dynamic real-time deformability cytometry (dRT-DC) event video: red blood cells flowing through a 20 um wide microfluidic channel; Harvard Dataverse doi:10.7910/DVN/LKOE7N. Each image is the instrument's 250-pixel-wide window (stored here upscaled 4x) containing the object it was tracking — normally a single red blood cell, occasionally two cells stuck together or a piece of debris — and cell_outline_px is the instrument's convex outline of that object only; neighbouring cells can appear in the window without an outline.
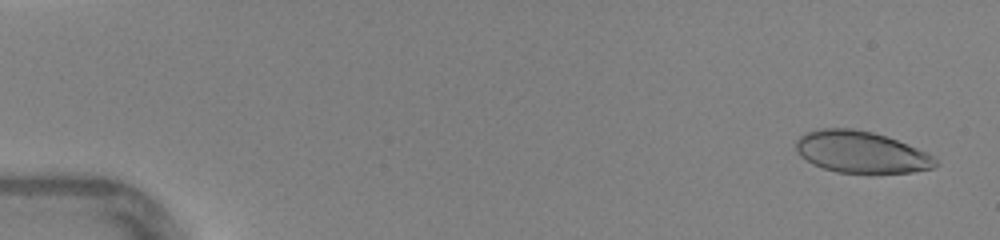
{"species": "human", "species_latin": "Homo sapiens", "temperature_condition": "warm", "stored_images_in_passage": 46, "camera_frame_rate_fps": 3000, "um_per_image_px": 0.085, "donor": {"sex": "female"}, "frame": {"image": 1, "passage_image": 2, "time_ms": 0.333, "image_size_px": [1000, 240], "cell_outline_px": [[940, 164], [932, 168], [912, 172], [836, 172], [812, 164], [800, 156], [796, 148], [796, 140], [804, 132], [816, 128], [852, 128], [872, 132], [896, 140], [916, 148], [932, 156]], "centroid_in_image_um": [73.13, 12.91], "position_along_channel_um": 11.9, "area_um2": 33.58}}
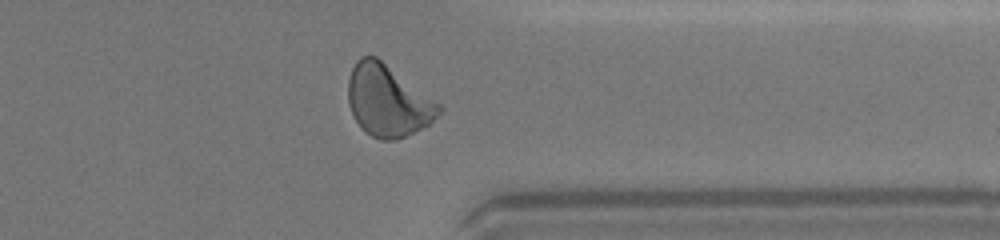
{"frame": {"image": 2, "passage_image": 37, "time_ms": 12.0, "image_size_px": [1000, 240], "cell_outline_px": [[444, 108], [428, 124], [404, 136], [392, 140], [380, 140], [364, 132], [356, 120], [348, 104], [348, 80], [352, 68], [356, 60], [360, 56], [376, 56], [440, 104]], "centroid_in_image_um": [32.93, 8.55], "position_along_channel_um": 378.5, "area_um2": 37.34}}
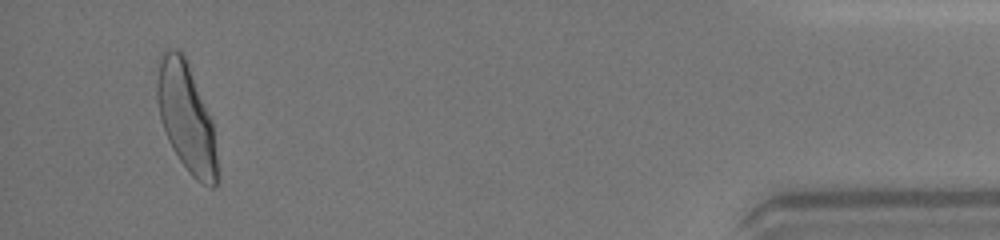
{"frame": {"image": 3, "passage_image": 44, "time_ms": 14.333, "image_size_px": [1000, 240], "cell_outline_px": [[220, 180], [212, 188], [196, 180], [188, 172], [172, 148], [168, 140], [160, 116], [156, 96], [156, 84], [160, 52], [168, 48], [176, 48], [184, 56], [212, 120]], "centroid_in_image_um": [15.84, 10.02], "position_along_channel_um": 419.4, "area_um2": 38.09}, "authors_computed_cell_mechanics": {"area_um2": 35.8071, "velocity_mm_per_s": 4.3871, "shape_relaxation_time_tau1_ms": 3.8918, "shape_relaxation_time_tau2_ms": null, "deformation_change_tau1": 0.1494, "deformation_change_tau2": null}}